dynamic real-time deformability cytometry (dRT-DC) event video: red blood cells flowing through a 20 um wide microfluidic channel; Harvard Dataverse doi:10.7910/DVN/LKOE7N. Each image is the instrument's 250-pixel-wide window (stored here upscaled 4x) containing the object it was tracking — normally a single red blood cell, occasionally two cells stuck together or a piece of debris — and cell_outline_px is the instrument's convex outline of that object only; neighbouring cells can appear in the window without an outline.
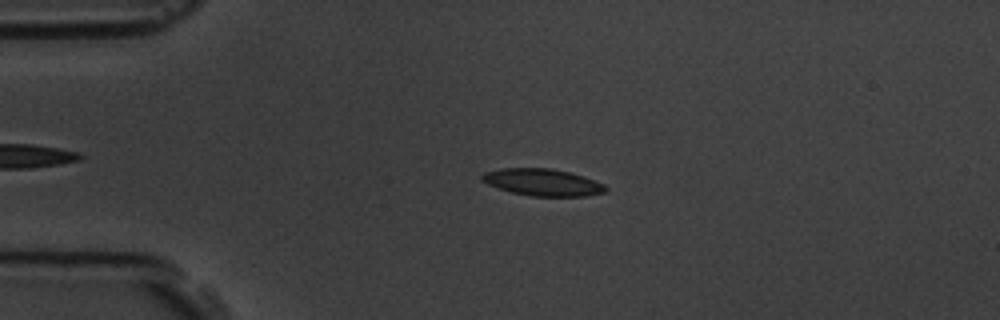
{"species": "common noctule bat (a hibernating species)", "species_latin": "Nyctalus noctula", "temperature_condition": "room temperature", "stored_images_in_passage": 52, "camera_frame_rate_fps": 3000, "um_per_image_px": 0.085, "animal": {"sex": "male", "body_mass_g": 19.5, "forearm_length_mm": 54.6}, "frame": {"image": 1, "passage_image": 13, "time_ms": 4.0, "image_size_px": [1000, 320], "cell_outline_px": [[608, 192], [588, 196], [532, 196], [512, 192], [488, 184], [480, 180], [480, 176], [484, 172], [500, 168], [552, 168], [584, 176], [596, 180], [604, 184], [608, 188]], "centroid_in_image_um": [46.16, 15.49], "position_along_channel_um": 38.8, "area_um2": 19.59}}
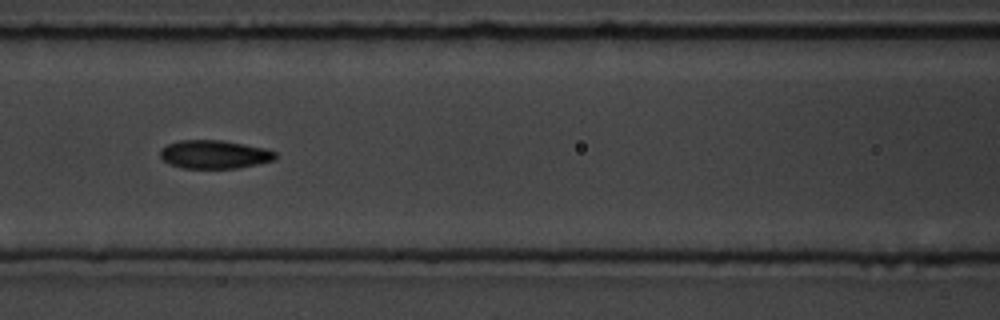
{"frame": {"image": 2, "passage_image": 25, "time_ms": 8.0, "image_size_px": [1000, 320], "cell_outline_px": [[276, 156], [272, 160], [256, 164], [236, 168], [180, 168], [164, 160], [160, 156], [160, 152], [168, 144], [180, 140], [224, 140], [264, 148], [276, 152]], "centroid_in_image_um": [18.22, 13.12], "position_along_channel_um": 148.4, "area_um2": 18.79}}
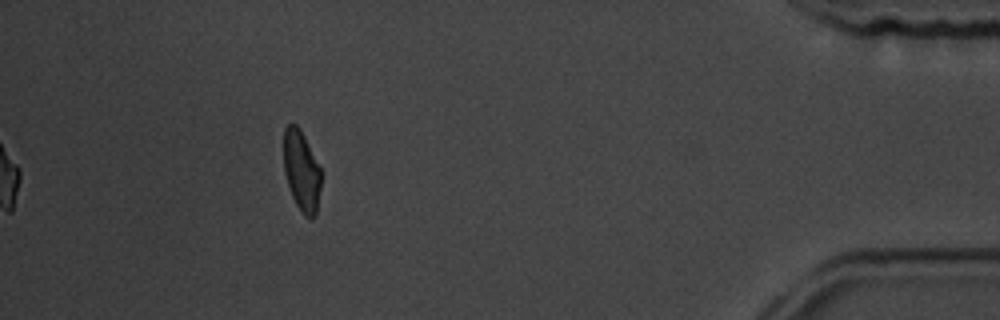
{"frame": {"image": 3, "passage_image": 52, "time_ms": 17.0, "image_size_px": [1000, 320], "cell_outline_px": [[324, 172], [316, 216], [312, 220], [304, 216], [296, 204], [292, 196], [284, 172], [284, 128], [288, 124], [296, 124], [300, 128]], "centroid_in_image_um": [25.68, 14.55], "position_along_channel_um": 409.5, "area_um2": 18.21}, "authors_computed_cell_mechanics": {"area_um2": 18.8428, "velocity_mm_per_s": 3.5328, "shape_relaxation_time_tau1_ms": 3.0545, "shape_relaxation_time_tau2_ms": 4.1913, "deformation_change_tau1": 0.1228, "deformation_change_tau2": 0.1065}}